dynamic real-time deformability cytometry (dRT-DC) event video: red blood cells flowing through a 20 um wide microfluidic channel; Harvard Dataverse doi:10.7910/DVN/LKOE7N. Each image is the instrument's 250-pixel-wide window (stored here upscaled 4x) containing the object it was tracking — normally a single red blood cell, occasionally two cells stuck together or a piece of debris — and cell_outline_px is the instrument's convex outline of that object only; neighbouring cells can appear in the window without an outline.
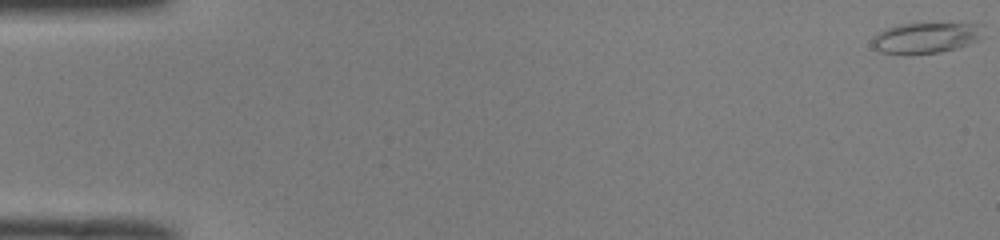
{"species": "common noctule bat (a hibernating species)", "species_latin": "Nyctalus noctula", "temperature_condition": "room temperature", "stored_images_in_passage": 52, "segment_of_instrument_passage": [1, 2], "camera_frame_rate_fps": 3000, "um_per_image_px": 0.085, "animal": {"sex": "male", "body_mass_g": 19.0, "forearm_length_mm": 50.8}, "frame": {"image": 1, "passage_image": 1, "time_ms": 0.0, "image_size_px": [1000, 240], "cell_outline_px": [[980, 36], [976, 40], [968, 44], [956, 48], [940, 52], [880, 52], [872, 48], [872, 40], [880, 32], [888, 28], [900, 24], [980, 24]], "centroid_in_image_um": [78.66, 3.2], "position_along_channel_um": 6.3, "area_um2": 18.79}}
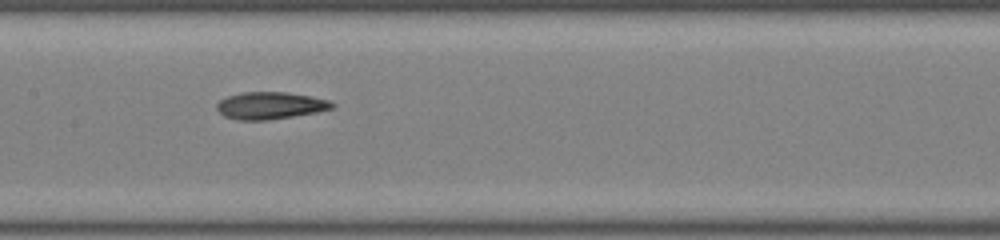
{"frame": {"image": 2, "passage_image": 26, "time_ms": 8.333, "image_size_px": [1000, 240], "cell_outline_px": [[336, 108], [316, 112], [268, 120], [236, 120], [224, 116], [216, 108], [216, 104], [220, 100], [228, 96], [240, 92], [288, 92], [312, 96], [328, 100], [336, 104]], "centroid_in_image_um": [22.98, 8.97], "position_along_channel_um": 184.4, "area_um2": 18.38}}
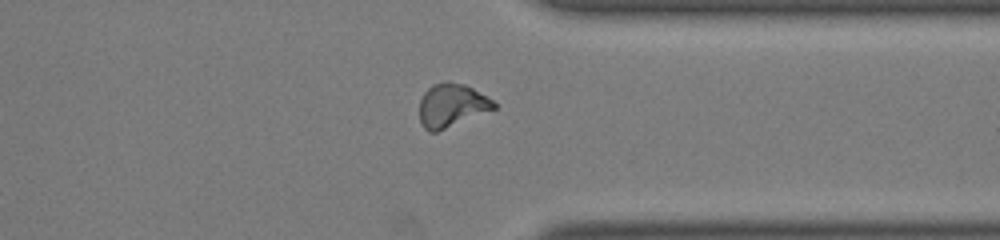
{"frame": {"image": 3, "passage_image": 40, "time_ms": 13.0, "image_size_px": [1000, 240], "cell_outline_px": [[496, 108], [436, 132], [428, 132], [420, 124], [420, 100], [424, 92], [432, 84], [444, 80], [464, 84], [472, 88], [492, 100], [496, 104]], "centroid_in_image_um": [38.35, 8.94], "position_along_channel_um": 373.1, "area_um2": 18.73}}